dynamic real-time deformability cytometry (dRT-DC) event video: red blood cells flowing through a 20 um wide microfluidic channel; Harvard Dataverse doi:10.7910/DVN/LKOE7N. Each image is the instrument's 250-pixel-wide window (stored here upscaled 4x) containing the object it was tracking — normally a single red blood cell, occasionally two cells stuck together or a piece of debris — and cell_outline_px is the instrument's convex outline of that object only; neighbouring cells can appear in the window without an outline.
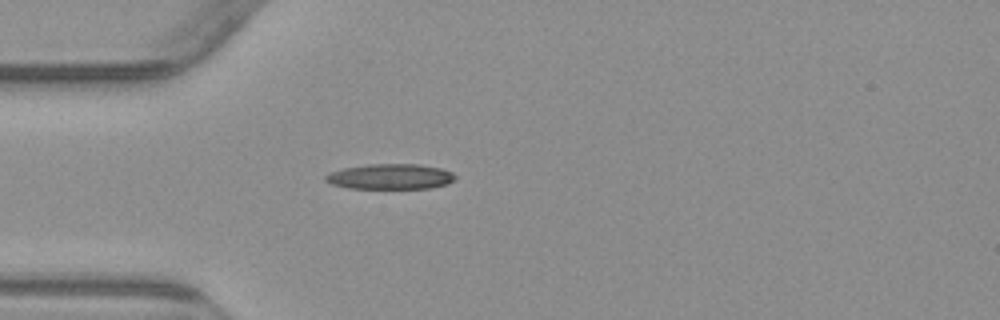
{"species": "common noctule bat (a hibernating species)", "species_latin": "Nyctalus noctula", "temperature_condition": "warm", "stored_images_in_passage": 6, "camera_frame_rate_fps": 3000, "um_per_image_px": 0.085, "animal": {"sex": "male", "body_mass_g": 23.1, "forearm_length_mm": 52.7}, "frame": {"image": 1, "passage_image": 6, "time_ms": 7.0, "image_size_px": [1000, 320], "cell_outline_px": [[456, 180], [448, 184], [432, 188], [348, 188], [332, 184], [324, 180], [324, 176], [332, 172], [344, 168], [368, 164], [416, 164], [440, 168], [452, 172], [456, 176]], "centroid_in_image_um": [33.21, 15.01], "position_along_channel_um": 51.8, "area_um2": 19.13}}